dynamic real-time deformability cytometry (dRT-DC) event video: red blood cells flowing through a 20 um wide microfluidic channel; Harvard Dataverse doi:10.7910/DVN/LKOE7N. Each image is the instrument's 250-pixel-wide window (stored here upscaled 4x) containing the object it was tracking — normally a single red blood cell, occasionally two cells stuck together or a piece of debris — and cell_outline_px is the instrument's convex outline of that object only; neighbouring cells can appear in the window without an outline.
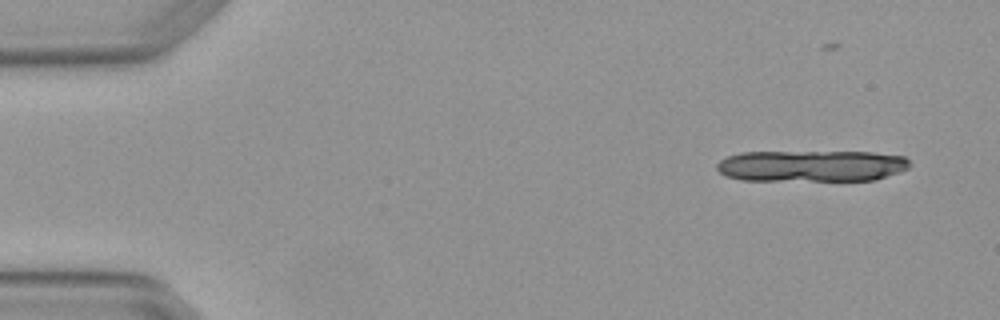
{"species": "Egyptian fruit bat (a non-hibernating species)", "species_latin": "Rousettus aegyptiacus", "temperature_condition": "warm", "stored_images_in_passage": 4, "camera_frame_rate_fps": 3000, "um_per_image_px": 0.085, "animal": {"sex": "female"}, "frame": {"image": 1, "passage_image": 2, "time_ms": 0.333, "image_size_px": [1000, 320], "cell_outline_px": [[908, 168], [876, 180], [740, 180], [728, 176], [720, 172], [716, 168], [716, 164], [720, 160], [728, 156], [740, 152], [872, 152], [904, 156], [908, 160]], "centroid_in_image_um": [68.95, 14.1], "position_along_channel_um": 16.0, "area_um2": 35.2}}